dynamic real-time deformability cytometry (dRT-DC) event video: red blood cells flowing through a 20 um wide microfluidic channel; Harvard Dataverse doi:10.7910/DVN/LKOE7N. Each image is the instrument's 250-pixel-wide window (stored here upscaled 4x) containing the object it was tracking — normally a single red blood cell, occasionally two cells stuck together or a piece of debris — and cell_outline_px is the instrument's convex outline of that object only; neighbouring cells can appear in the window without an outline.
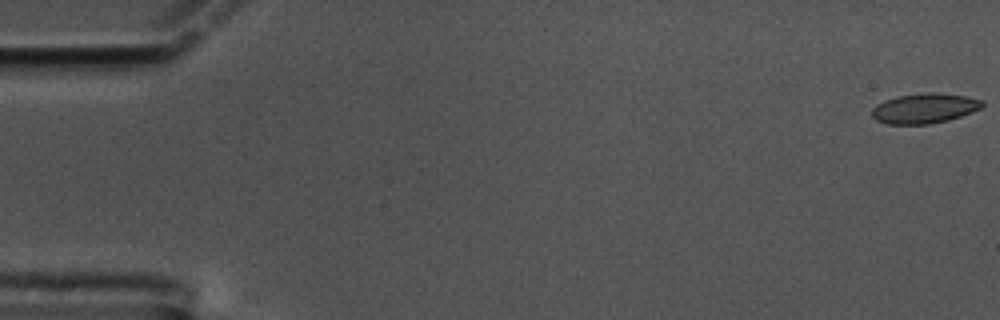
{"species": "common noctule bat (a hibernating species)", "species_latin": "Nyctalus noctula", "temperature_condition": "cold", "stored_images_in_passage": 59, "camera_frame_rate_fps": 3000, "um_per_image_px": 0.085, "animal": {"sex": "male", "body_mass_g": 17.5, "forearm_length_mm": 52.3}, "frame": {"image": 1, "passage_image": 1, "time_ms": 0.0, "image_size_px": [1000, 320], "cell_outline_px": [[984, 104], [980, 108], [972, 112], [948, 120], [928, 124], [888, 124], [876, 120], [872, 116], [872, 108], [876, 104], [884, 100], [896, 96], [924, 92], [936, 92], [964, 96], [984, 100]], "centroid_in_image_um": [78.56, 9.2], "position_along_channel_um": 6.4, "area_um2": 19.36}}
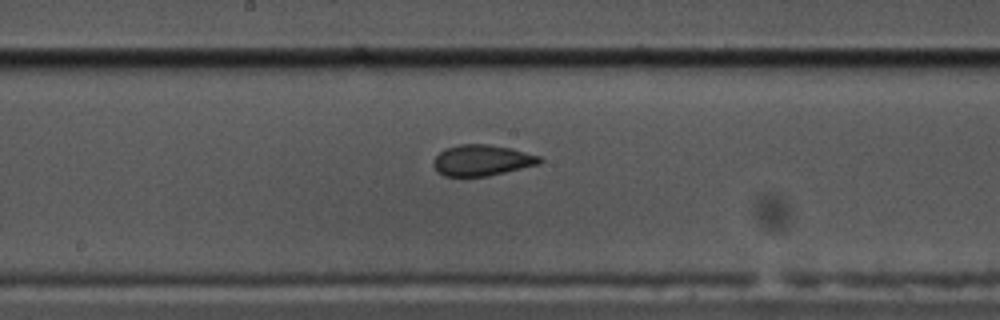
{"frame": {"image": 2, "passage_image": 31, "time_ms": 10.0, "image_size_px": [1000, 320], "cell_outline_px": [[544, 160], [540, 164], [488, 176], [444, 176], [436, 172], [432, 164], [432, 160], [444, 148], [460, 144], [488, 144], [512, 148], [540, 156]], "centroid_in_image_um": [40.95, 13.62], "position_along_channel_um": 207.3, "area_um2": 19.42}}
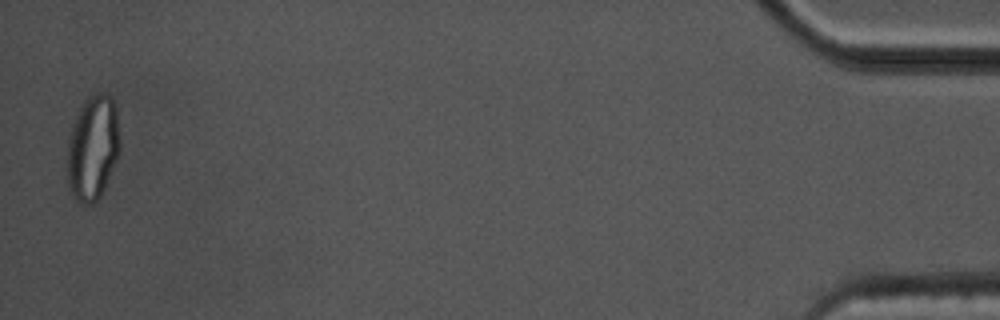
{"frame": {"image": 3, "passage_image": 58, "time_ms": 19.0, "image_size_px": [1000, 320], "cell_outline_px": [[120, 152], [104, 188], [100, 196], [92, 204], [80, 204], [76, 200], [68, 188], [68, 136], [76, 116], [84, 100], [88, 96], [96, 92], [104, 92], [112, 96], [116, 104], [120, 140]], "centroid_in_image_um": [7.9, 12.52], "position_along_channel_um": 427.3, "area_um2": 32.54}, "authors_computed_cell_mechanics": {"area_um2": 19.652, "velocity_mm_per_s": 3.4582, "shape_relaxation_time_tau1_ms": null, "shape_relaxation_time_tau2_ms": 1.9568, "deformation_change_tau1": null, "deformation_change_tau2": 0.0525}}